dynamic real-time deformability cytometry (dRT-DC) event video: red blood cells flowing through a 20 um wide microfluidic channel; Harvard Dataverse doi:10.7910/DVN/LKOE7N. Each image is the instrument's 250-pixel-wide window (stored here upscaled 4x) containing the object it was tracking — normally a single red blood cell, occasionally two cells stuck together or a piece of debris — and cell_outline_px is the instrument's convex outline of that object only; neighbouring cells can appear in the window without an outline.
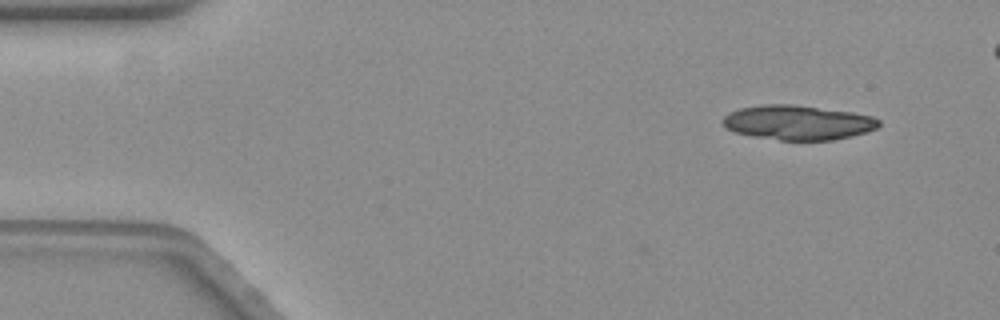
{"species": "common noctule bat (a hibernating species)", "species_latin": "Nyctalus noctula", "temperature_condition": "warm", "stored_images_in_passage": 2, "camera_frame_rate_fps": 3000, "um_per_image_px": 0.085, "animal": {"sex": "female", "body_mass_g": 19.3, "forearm_length_mm": 54.1}, "frame": {"image": 1, "passage_image": 2, "time_ms": 0.333, "image_size_px": [1000, 320], "cell_outline_px": [[880, 124], [876, 128], [864, 132], [832, 140], [780, 140], [752, 136], [736, 132], [728, 128], [720, 120], [728, 112], [740, 108], [760, 104], [792, 104], [852, 112], [872, 116], [880, 120]], "centroid_in_image_um": [67.78, 10.4], "position_along_channel_um": 17.2, "area_um2": 31.33}}